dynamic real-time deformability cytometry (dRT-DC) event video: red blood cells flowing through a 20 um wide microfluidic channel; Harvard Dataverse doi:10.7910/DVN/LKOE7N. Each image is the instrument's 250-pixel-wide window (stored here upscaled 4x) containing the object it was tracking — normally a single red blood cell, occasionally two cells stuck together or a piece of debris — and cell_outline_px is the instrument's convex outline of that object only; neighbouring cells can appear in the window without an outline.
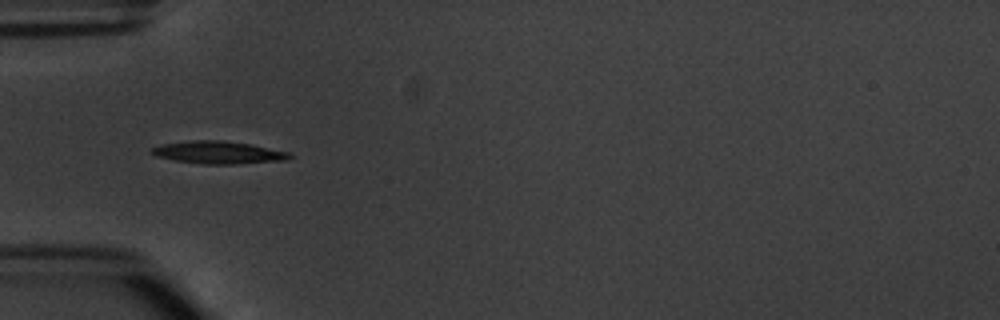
{"species": "common noctule bat (a hibernating species)", "species_latin": "Nyctalus noctula", "temperature_condition": "warm", "stored_images_in_passage": 8, "camera_frame_rate_fps": 3000, "um_per_image_px": 0.085, "animal": {"sex": "male", "body_mass_g": 20.1, "forearm_length_mm": 53.5}, "frame": {"image": 1, "passage_image": 6, "time_ms": 5.667, "image_size_px": [1000, 320], "cell_outline_px": [[292, 156], [288, 160], [236, 164], [204, 164], [172, 160], [156, 156], [148, 152], [152, 148], [164, 144], [192, 140], [220, 140], [252, 144], [288, 152]], "centroid_in_image_um": [18.56, 12.96], "position_along_channel_um": 66.4, "area_um2": 18.15}}
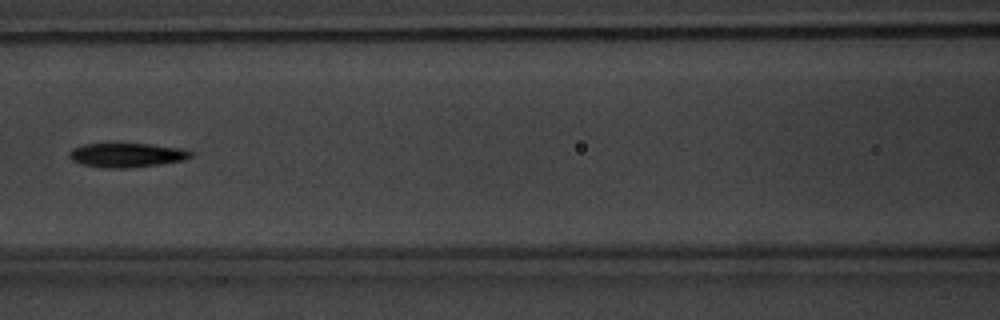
{"frame": {"image": 2, "passage_image": 8, "time_ms": 8.0, "image_size_px": [1000, 320], "cell_outline_px": [[192, 156], [184, 160], [160, 164], [124, 168], [104, 168], [80, 164], [72, 160], [68, 156], [68, 152], [72, 148], [84, 144], [152, 144], [184, 148], [192, 152]], "centroid_in_image_um": [10.76, 13.18], "position_along_channel_um": 155.8, "area_um2": 17.22}}